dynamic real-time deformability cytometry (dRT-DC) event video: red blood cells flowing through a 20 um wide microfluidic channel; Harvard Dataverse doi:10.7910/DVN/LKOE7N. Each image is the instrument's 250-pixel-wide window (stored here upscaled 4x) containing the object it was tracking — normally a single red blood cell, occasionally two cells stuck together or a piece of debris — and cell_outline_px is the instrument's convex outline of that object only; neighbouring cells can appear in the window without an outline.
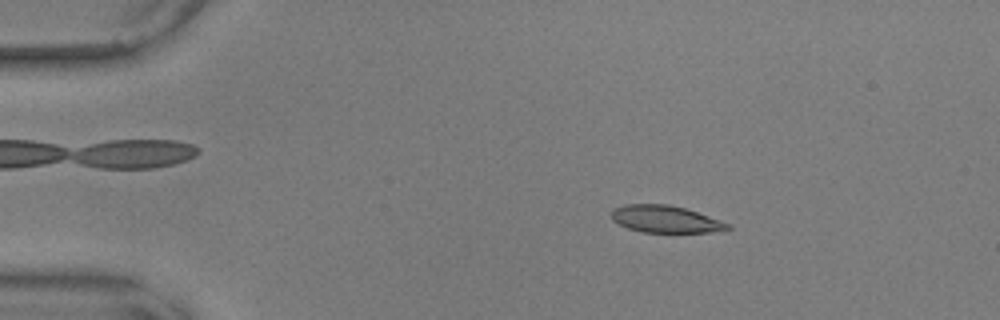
{"species": "common noctule bat (a hibernating species)", "species_latin": "Nyctalus noctula", "temperature_condition": "warm", "stored_images_in_passage": 10, "camera_frame_rate_fps": 3000, "um_per_image_px": 0.085, "animal": {"sex": "male", "body_mass_g": 17.9, "forearm_length_mm": 54.2}, "frame": {"image": 1, "passage_image": 2, "time_ms": 0.333, "image_size_px": [1000, 320], "cell_outline_px": [[732, 228], [708, 232], [644, 232], [628, 228], [612, 220], [612, 208], [624, 204], [668, 204], [684, 208], [732, 224]], "centroid_in_image_um": [56.54, 18.62], "position_along_channel_um": 28.5, "area_um2": 18.21}}